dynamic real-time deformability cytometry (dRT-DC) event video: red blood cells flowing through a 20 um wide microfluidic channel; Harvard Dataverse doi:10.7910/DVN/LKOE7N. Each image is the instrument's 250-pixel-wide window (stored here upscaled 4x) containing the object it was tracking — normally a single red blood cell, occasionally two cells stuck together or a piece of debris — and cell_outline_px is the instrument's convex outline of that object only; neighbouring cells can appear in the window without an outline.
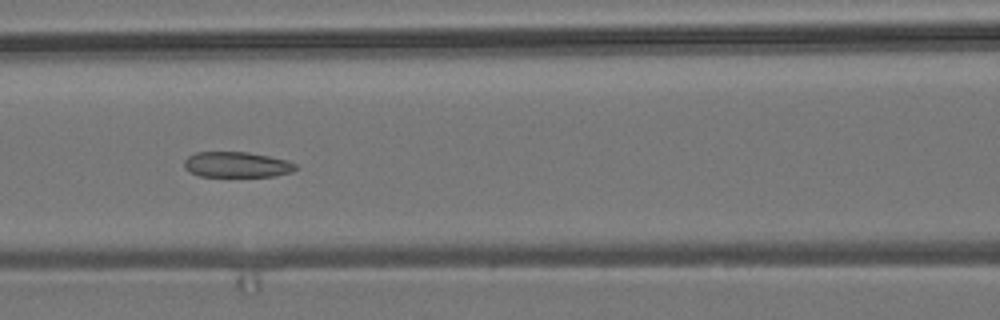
{"species": "common noctule bat (a hibernating species)", "species_latin": "Nyctalus noctula", "temperature_condition": "room temperature", "stored_images_in_passage": 7, "camera_frame_rate_fps": 3000, "um_per_image_px": 0.085, "animal": {"sex": "male", "body_mass_g": 19.2, "forearm_length_mm": 51.8}, "frame": {"image": 1, "passage_image": 7, "time_ms": 2.0, "image_size_px": [1000, 320], "cell_outline_px": [[300, 168], [292, 172], [276, 176], [200, 176], [188, 172], [184, 168], [184, 160], [188, 156], [196, 152], [248, 152], [288, 160], [296, 164]], "centroid_in_image_um": [20.14, 13.99], "position_along_channel_um": 146.5, "area_um2": 16.76}}